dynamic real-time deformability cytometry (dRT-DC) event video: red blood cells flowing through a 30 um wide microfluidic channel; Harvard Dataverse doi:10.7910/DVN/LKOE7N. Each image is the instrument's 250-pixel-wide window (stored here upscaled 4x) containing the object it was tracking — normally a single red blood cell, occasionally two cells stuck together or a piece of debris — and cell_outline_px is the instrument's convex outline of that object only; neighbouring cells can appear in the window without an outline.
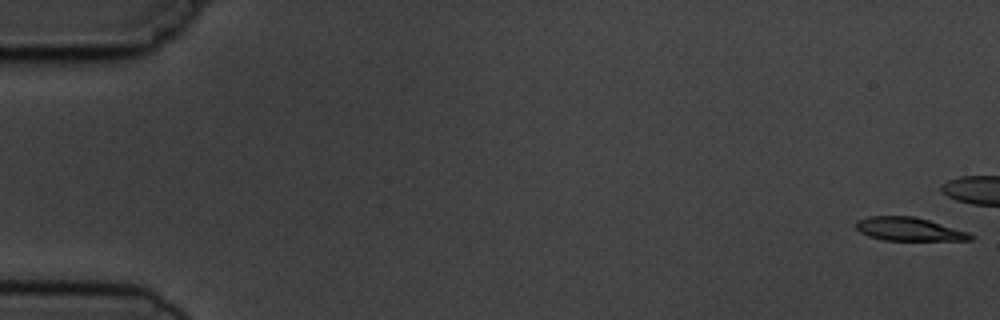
{"species": "common noctule bat (a hibernating species)", "species_latin": "Nyctalus noctula", "temperature_condition": "cold", "stored_images_in_passage": 5, "camera_frame_rate_fps": 3000, "um_per_image_px": 0.085, "animal": {"sex": "male", "body_mass_g": 19.5, "forearm_length_mm": 54.6}, "frame": {"image": 1, "passage_image": 1, "time_ms": 0.0, "image_size_px": [1000, 320], "cell_outline_px": [[976, 236], [972, 240], [884, 240], [868, 236], [860, 232], [856, 228], [856, 220], [868, 216], [916, 216], [968, 232]], "centroid_in_image_um": [77.26, 19.47], "position_along_channel_um": 7.7, "area_um2": 15.66}}